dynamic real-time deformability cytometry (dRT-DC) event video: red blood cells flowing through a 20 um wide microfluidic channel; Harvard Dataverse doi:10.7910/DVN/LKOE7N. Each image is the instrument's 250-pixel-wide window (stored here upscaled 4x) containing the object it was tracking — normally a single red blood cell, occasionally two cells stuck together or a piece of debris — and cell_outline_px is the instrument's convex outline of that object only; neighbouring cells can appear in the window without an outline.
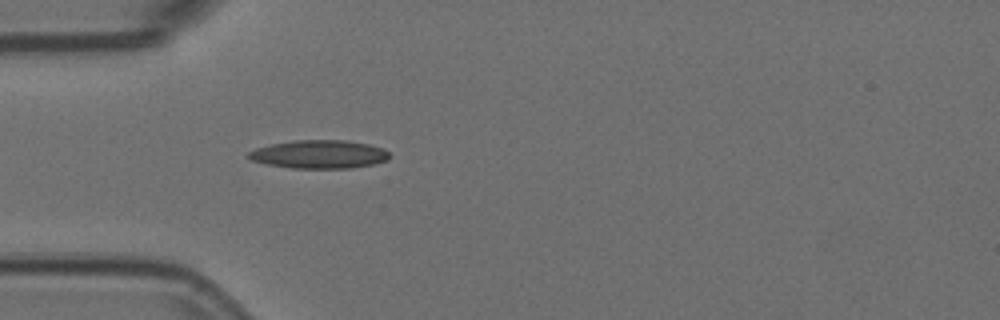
{"species": "Egyptian fruit bat (a non-hibernating species)", "species_latin": "Rousettus aegyptiacus", "temperature_condition": "room temperature", "stored_images_in_passage": 3, "camera_frame_rate_fps": 3000, "um_per_image_px": 0.085, "animal": {"sex": "female"}, "frame": {"image": 1, "passage_image": 3, "time_ms": 0.667, "image_size_px": [1000, 320], "cell_outline_px": [[388, 160], [376, 164], [348, 168], [292, 168], [268, 164], [252, 160], [248, 156], [248, 152], [256, 148], [272, 144], [296, 140], [344, 140], [368, 144], [384, 148], [388, 152]], "centroid_in_image_um": [27.16, 13.11], "position_along_channel_um": 57.8, "area_um2": 23.12}}